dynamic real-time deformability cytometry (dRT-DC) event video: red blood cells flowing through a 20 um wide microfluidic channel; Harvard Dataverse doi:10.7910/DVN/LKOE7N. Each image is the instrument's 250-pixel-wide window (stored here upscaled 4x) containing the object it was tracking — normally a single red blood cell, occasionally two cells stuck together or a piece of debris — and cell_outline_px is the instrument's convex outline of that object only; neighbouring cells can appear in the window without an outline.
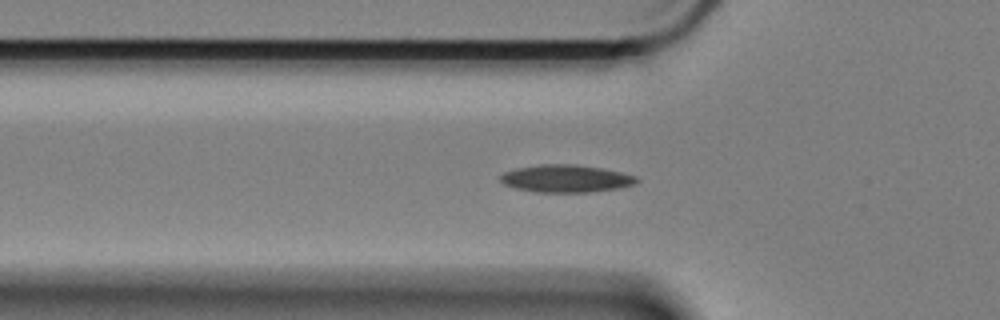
{"species": "Egyptian fruit bat (a non-hibernating species)", "species_latin": "Rousettus aegyptiacus", "temperature_condition": "cold", "stored_images_in_passage": 60, "camera_frame_rate_fps": 3000, "um_per_image_px": 0.085, "animal": {"sex": "female"}, "frame": {"image": 1, "passage_image": 19, "time_ms": 6.0, "image_size_px": [1000, 320], "cell_outline_px": [[640, 180], [632, 184], [616, 188], [588, 192], [536, 192], [516, 188], [504, 184], [500, 180], [500, 176], [504, 172], [516, 168], [540, 164], [576, 164], [600, 168], [620, 172], [636, 176]], "centroid_in_image_um": [48.07, 15.17], "position_along_channel_um": 77.7, "area_um2": 21.62}}
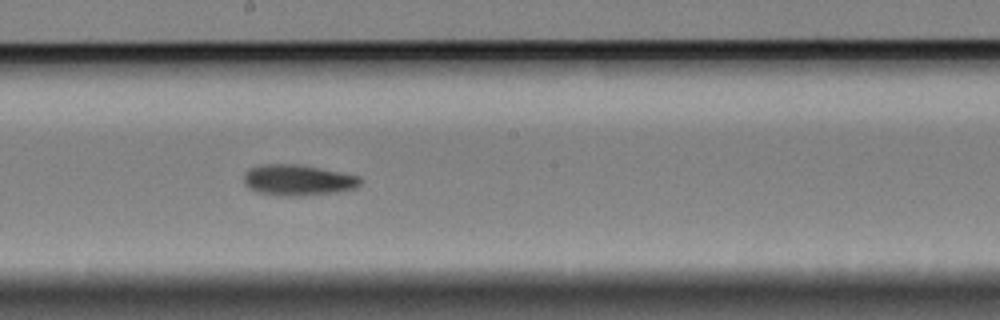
{"frame": {"image": 2, "passage_image": 32, "time_ms": 10.333, "image_size_px": [1000, 320], "cell_outline_px": [[360, 184], [356, 188], [340, 192], [300, 196], [276, 196], [256, 192], [248, 188], [244, 184], [244, 172], [248, 168], [260, 164], [296, 164], [340, 172], [360, 176]], "centroid_in_image_um": [25.27, 15.32], "position_along_channel_um": 222.9, "area_um2": 21.27}}
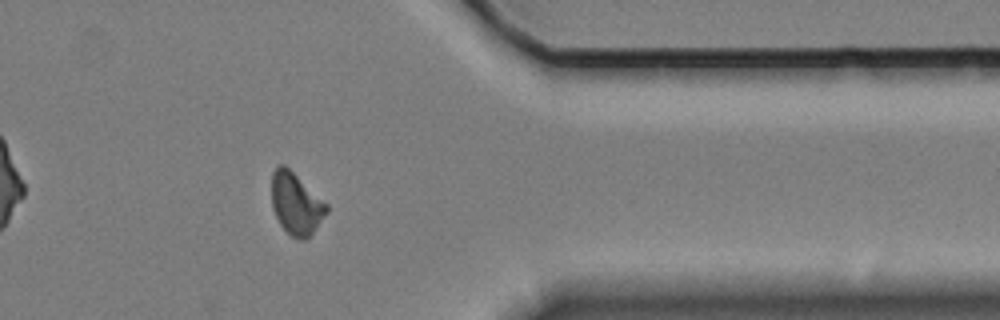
{"frame": {"image": 3, "passage_image": 48, "time_ms": 15.667, "image_size_px": [1000, 320], "cell_outline_px": [[328, 212], [308, 240], [300, 240], [292, 236], [280, 224], [272, 208], [272, 172], [280, 164], [284, 164], [328, 204]], "centroid_in_image_um": [25.18, 17.34], "position_along_channel_um": 386.2, "area_um2": 19.77}, "authors_computed_cell_mechanics": {"area_um2": 20.0566, "velocity_mm_per_s": 3.3261, "shape_relaxation_time_tau1_ms": 10.2081, "shape_relaxation_time_tau2_ms": 6.6941, "deformation_change_tau1": 0.1493, "deformation_change_tau2": 0.1025}}